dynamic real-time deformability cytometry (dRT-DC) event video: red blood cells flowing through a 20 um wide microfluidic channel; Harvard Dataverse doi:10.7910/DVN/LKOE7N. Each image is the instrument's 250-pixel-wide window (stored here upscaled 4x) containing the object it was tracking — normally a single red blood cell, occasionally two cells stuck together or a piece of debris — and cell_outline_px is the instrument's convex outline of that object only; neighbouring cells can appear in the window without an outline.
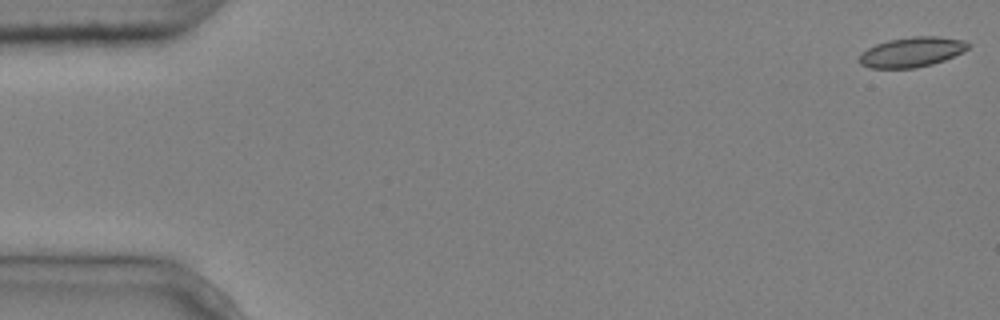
{"species": "common noctule bat (a hibernating species)", "species_latin": "Nyctalus noctula", "temperature_condition": "cold", "stored_images_in_passage": 6, "camera_frame_rate_fps": 3000, "um_per_image_px": 0.085, "animal": {"sex": "male", "body_mass_g": 20.4}, "frame": {"image": 1, "passage_image": 1, "time_ms": 0.0, "image_size_px": [1000, 320], "cell_outline_px": [[972, 44], [968, 48], [944, 60], [932, 64], [916, 68], [868, 68], [860, 64], [856, 60], [860, 52], [876, 44], [888, 40], [912, 36], [936, 36], [964, 40]], "centroid_in_image_um": [77.44, 4.43], "position_along_channel_um": 7.6, "area_um2": 19.13}}
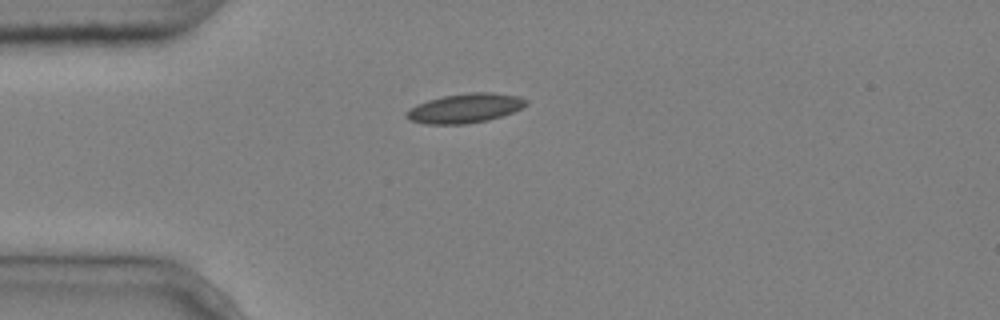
{"frame": {"image": 2, "passage_image": 4, "time_ms": 1.0, "image_size_px": [1000, 320], "cell_outline_px": [[528, 104], [524, 108], [488, 120], [464, 124], [424, 124], [412, 120], [404, 116], [404, 112], [416, 104], [428, 100], [444, 96], [468, 92], [492, 92], [520, 96], [528, 100]], "centroid_in_image_um": [39.55, 9.19], "position_along_channel_um": 45.5, "area_um2": 20.63}}
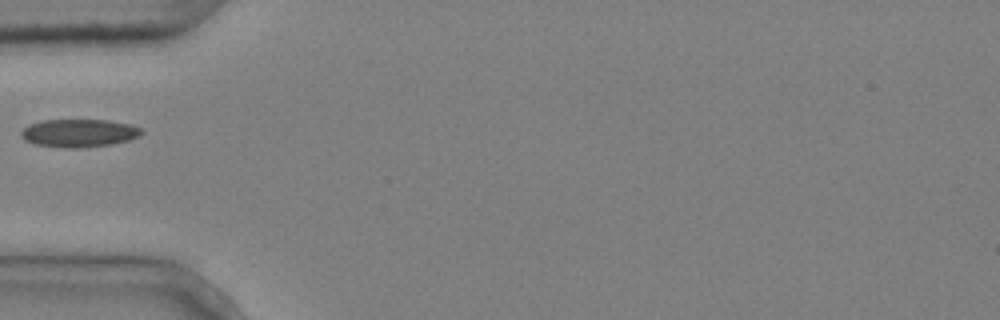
{"frame": {"image": 3, "passage_image": 5, "time_ms": 1.333, "image_size_px": [1000, 320], "cell_outline_px": [[144, 132], [140, 136], [128, 140], [112, 144], [80, 148], [64, 148], [36, 144], [24, 140], [20, 136], [20, 132], [28, 124], [40, 120], [108, 120], [128, 124], [140, 128]], "centroid_in_image_um": [6.68, 11.31], "position_along_channel_um": 78.3, "area_um2": 19.71}}